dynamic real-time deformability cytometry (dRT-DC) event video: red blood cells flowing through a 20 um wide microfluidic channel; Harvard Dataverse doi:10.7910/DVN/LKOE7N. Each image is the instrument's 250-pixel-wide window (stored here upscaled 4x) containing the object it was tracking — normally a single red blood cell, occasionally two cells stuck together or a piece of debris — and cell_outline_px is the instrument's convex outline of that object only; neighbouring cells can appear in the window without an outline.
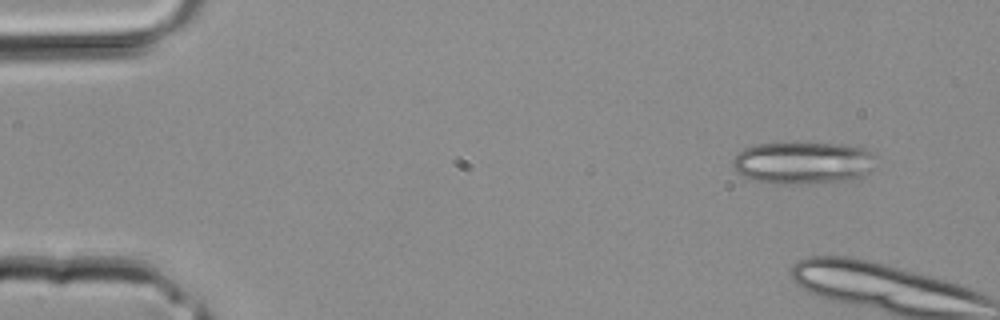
{"species": "common noctule bat (a hibernating species)", "species_latin": "Nyctalus noctula", "temperature_condition": "room temperature", "stored_images_in_passage": 4, "camera_frame_rate_fps": 3000, "um_per_image_px": 0.085, "animal": {"sex": "male", "body_mass_g": 20.4}, "frame": {"image": 1, "passage_image": 1, "time_ms": 0.0, "image_size_px": [1000, 320], "cell_outline_px": [[876, 168], [864, 176], [844, 180], [812, 184], [780, 184], [752, 180], [740, 176], [736, 172], [732, 164], [732, 160], [744, 148], [752, 144], [840, 144], [864, 148], [868, 152]], "centroid_in_image_um": [68.21, 13.87], "position_along_channel_um": 16.8, "area_um2": 35.14}}